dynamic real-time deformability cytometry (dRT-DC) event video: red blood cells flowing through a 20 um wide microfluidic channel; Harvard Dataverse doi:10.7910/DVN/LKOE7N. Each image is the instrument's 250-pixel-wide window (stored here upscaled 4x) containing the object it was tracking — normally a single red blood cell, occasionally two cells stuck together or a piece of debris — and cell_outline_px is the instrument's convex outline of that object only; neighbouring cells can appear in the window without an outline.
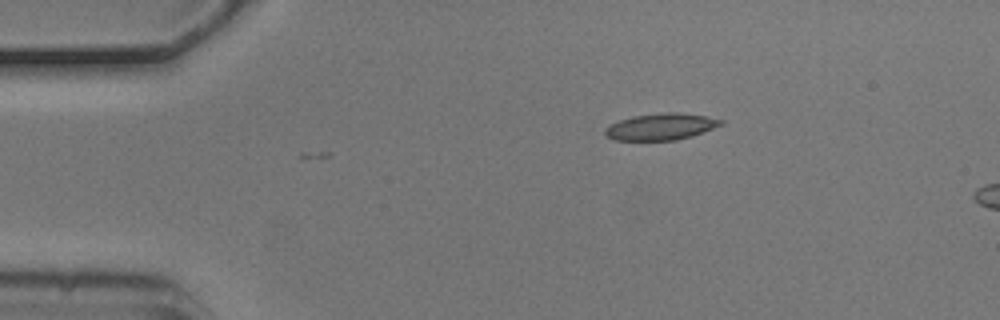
{"species": "common noctule bat (a hibernating species)", "species_latin": "Nyctalus noctula", "temperature_condition": "cold", "stored_images_in_passage": 3, "camera_frame_rate_fps": 3000, "um_per_image_px": 0.085, "animal": {"sex": "male", "body_mass_g": 20.5, "forearm_length_mm": 52.5}, "frame": {"image": 1, "passage_image": 2, "time_ms": 0.333, "image_size_px": [1000, 320], "cell_outline_px": [[724, 124], [704, 132], [692, 136], [676, 140], [612, 140], [604, 132], [604, 128], [608, 124], [632, 116], [664, 112], [676, 112], [708, 116], [724, 120]], "centroid_in_image_um": [56.19, 10.76], "position_along_channel_um": 28.8, "area_um2": 18.15}}